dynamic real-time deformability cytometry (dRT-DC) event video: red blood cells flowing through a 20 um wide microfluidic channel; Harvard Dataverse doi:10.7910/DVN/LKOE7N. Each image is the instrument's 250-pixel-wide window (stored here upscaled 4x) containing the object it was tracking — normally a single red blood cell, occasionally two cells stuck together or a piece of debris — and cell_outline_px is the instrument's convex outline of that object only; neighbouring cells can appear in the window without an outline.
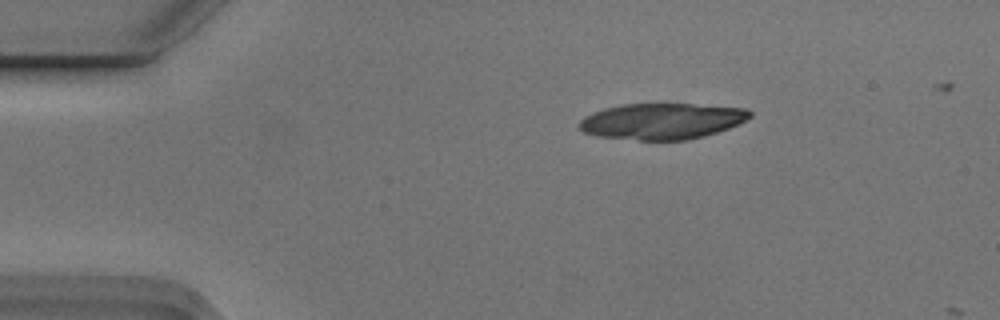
{"species": "Egyptian fruit bat (a non-hibernating species)", "species_latin": "Rousettus aegyptiacus", "temperature_condition": "cold", "stored_images_in_passage": 3, "camera_frame_rate_fps": 3000, "um_per_image_px": 0.085, "animal": {"sex": "male"}, "frame": {"image": 1, "passage_image": 2, "time_ms": 0.333, "image_size_px": [1000, 320], "cell_outline_px": [[752, 116], [728, 128], [704, 136], [688, 140], [640, 140], [596, 136], [584, 132], [580, 128], [580, 120], [584, 116], [604, 108], [624, 104], [692, 104], [744, 108], [752, 112]], "centroid_in_image_um": [56.24, 10.3], "position_along_channel_um": 28.8, "area_um2": 35.6}}